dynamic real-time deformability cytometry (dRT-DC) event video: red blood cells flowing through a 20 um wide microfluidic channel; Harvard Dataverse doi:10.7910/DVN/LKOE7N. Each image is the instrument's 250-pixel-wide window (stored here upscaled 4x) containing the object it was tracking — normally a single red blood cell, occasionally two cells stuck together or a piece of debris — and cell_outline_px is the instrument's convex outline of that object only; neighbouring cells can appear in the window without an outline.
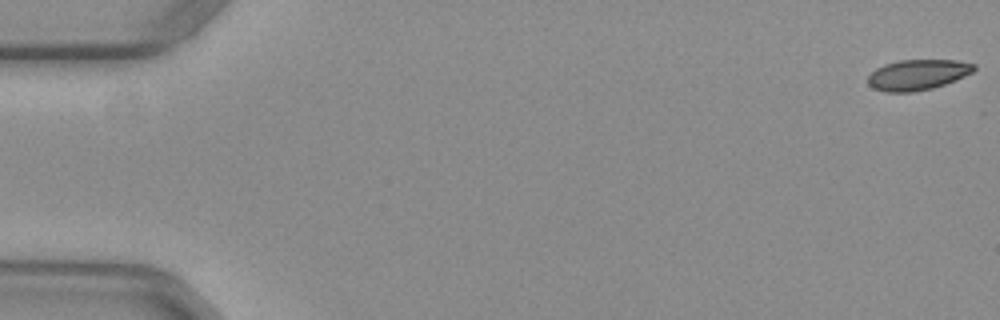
{"species": "common noctule bat (a hibernating species)", "species_latin": "Nyctalus noctula", "temperature_condition": "warm", "stored_images_in_passage": 13, "camera_frame_rate_fps": 3000, "um_per_image_px": 0.085, "animal": {"sex": "female", "body_mass_g": 29.2, "forearm_length_mm": 56.3}, "frame": {"image": 1, "passage_image": 1, "time_ms": 0.0, "image_size_px": [1000, 320], "cell_outline_px": [[976, 68], [972, 72], [964, 76], [944, 84], [932, 88], [912, 92], [884, 92], [872, 88], [868, 84], [868, 76], [876, 68], [884, 64], [900, 60], [956, 60], [976, 64]], "centroid_in_image_um": [77.98, 6.35], "position_along_channel_um": 7.0, "area_um2": 18.84}}